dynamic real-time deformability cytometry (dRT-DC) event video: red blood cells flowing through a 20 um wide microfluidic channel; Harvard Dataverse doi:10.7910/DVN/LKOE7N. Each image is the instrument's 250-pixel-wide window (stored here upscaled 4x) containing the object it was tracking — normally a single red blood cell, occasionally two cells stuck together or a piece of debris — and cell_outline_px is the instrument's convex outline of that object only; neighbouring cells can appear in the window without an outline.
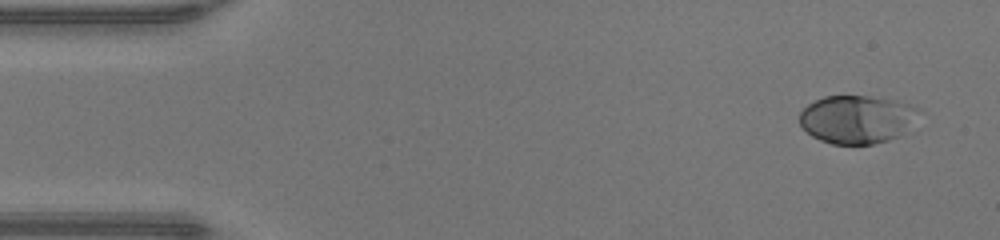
{"species": "human", "species_latin": "Homo sapiens", "temperature_condition": "warm", "stored_images_in_passage": 46, "camera_frame_rate_fps": 3000, "um_per_image_px": 0.085, "donor": {"sex": "male"}, "frame": {"image": 1, "passage_image": 1, "time_ms": 0.0, "image_size_px": [1000, 240], "cell_outline_px": [[920, 108], [896, 136], [888, 140], [872, 144], [832, 144], [820, 140], [812, 136], [800, 124], [800, 112], [808, 104], [824, 96], [868, 96], [896, 100], [912, 104]], "centroid_in_image_um": [72.75, 10.12], "position_along_channel_um": 12.3, "area_um2": 32.66}}
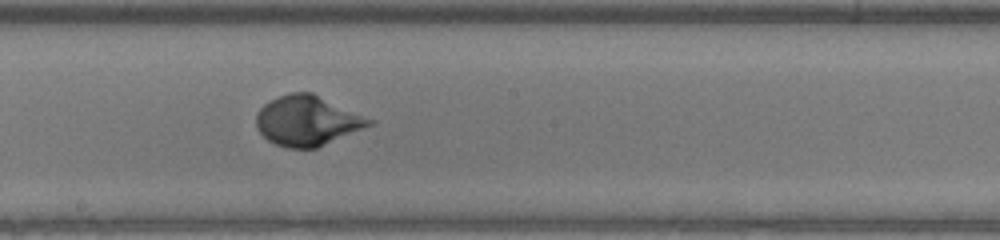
{"frame": {"image": 2, "passage_image": 24, "time_ms": 7.667, "image_size_px": [1000, 240], "cell_outline_px": [[376, 124], [316, 148], [288, 148], [276, 144], [268, 140], [256, 128], [256, 112], [264, 104], [276, 96], [288, 92], [312, 92], [376, 120]], "centroid_in_image_um": [26.15, 10.25], "position_along_channel_um": 222.1, "area_um2": 33.35}}
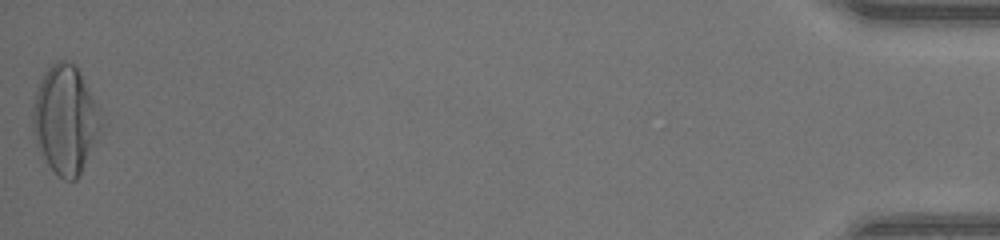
{"frame": {"image": 3, "passage_image": 46, "time_ms": 15.0, "image_size_px": [1000, 240], "cell_outline_px": [[96, 140], [76, 180], [64, 180], [48, 164], [32, 132], [32, 108], [36, 92], [44, 72], [56, 60], [68, 60], [76, 64], [80, 72], [96, 108]], "centroid_in_image_um": [5.46, 10.12], "position_along_channel_um": 429.7, "area_um2": 41.21}, "authors_computed_cell_mechanics": {"area_um2": 33.0905, "velocity_mm_per_s": 4.2844, "shape_relaxation_time_tau1_ms": 3.3668, "shape_relaxation_time_tau2_ms": null, "deformation_change_tau1": 0.2295, "deformation_change_tau2": null}}